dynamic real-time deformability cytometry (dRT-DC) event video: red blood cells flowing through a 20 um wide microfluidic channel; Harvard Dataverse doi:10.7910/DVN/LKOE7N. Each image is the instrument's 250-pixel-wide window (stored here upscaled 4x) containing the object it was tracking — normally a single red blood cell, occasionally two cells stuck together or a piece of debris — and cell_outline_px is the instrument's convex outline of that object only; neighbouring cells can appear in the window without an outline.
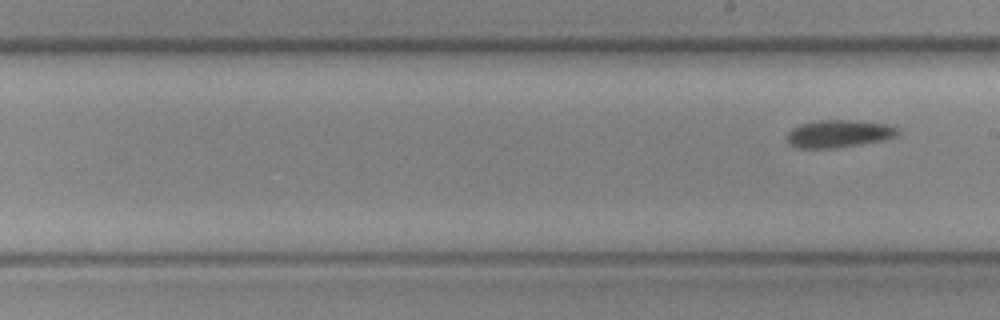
{"species": "common noctule bat (a hibernating species)", "species_latin": "Nyctalus noctula", "temperature_condition": "cold", "stored_images_in_passage": 6, "segment_of_instrument_passage": [2, 2], "camera_frame_rate_fps": 3000, "um_per_image_px": 0.085, "animal": {"sex": "female", "body_mass_g": 19.3, "forearm_length_mm": 54.1}, "frame": {"image": 1, "passage_image": 6, "time_ms": 1.667, "image_size_px": [1000, 320], "cell_outline_px": [[900, 132], [896, 136], [884, 140], [836, 148], [796, 148], [788, 144], [788, 132], [792, 128], [800, 124], [812, 120], [852, 120], [884, 124], [896, 128]], "centroid_in_image_um": [71.25, 11.37], "position_along_channel_um": 217.8, "area_um2": 17.8}}